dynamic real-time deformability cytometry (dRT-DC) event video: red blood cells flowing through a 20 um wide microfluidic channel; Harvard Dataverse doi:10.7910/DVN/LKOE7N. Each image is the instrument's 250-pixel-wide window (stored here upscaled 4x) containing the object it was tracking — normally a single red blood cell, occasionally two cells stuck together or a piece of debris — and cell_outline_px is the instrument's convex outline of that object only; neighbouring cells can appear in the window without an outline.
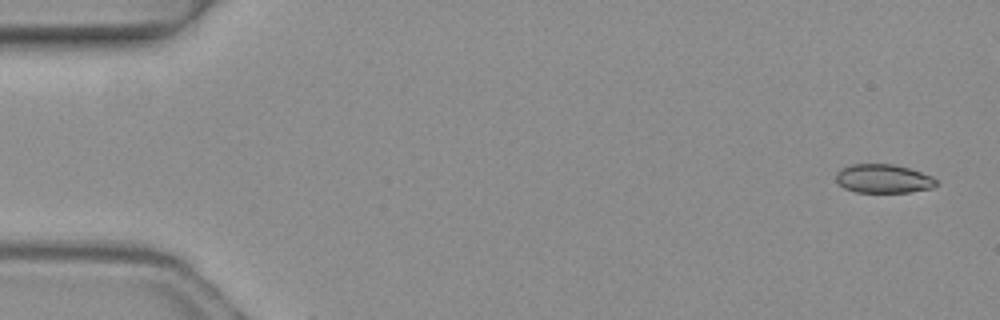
{"species": "common noctule bat (a hibernating species)", "species_latin": "Nyctalus noctula", "temperature_condition": "warm", "stored_images_in_passage": 5, "segment_of_instrument_passage": [1, 2], "camera_frame_rate_fps": 3000, "um_per_image_px": 0.085, "animal": {"sex": "female", "body_mass_g": 19.3, "forearm_length_mm": 54.1}, "frame": {"image": 1, "passage_image": 1, "time_ms": 0.0, "image_size_px": [1000, 320], "cell_outline_px": [[936, 184], [932, 188], [908, 192], [856, 192], [844, 188], [836, 180], [836, 172], [840, 168], [852, 164], [892, 164], [908, 168], [932, 176], [936, 180]], "centroid_in_image_um": [75.05, 15.18], "position_along_channel_um": 9.9, "area_um2": 16.7}}